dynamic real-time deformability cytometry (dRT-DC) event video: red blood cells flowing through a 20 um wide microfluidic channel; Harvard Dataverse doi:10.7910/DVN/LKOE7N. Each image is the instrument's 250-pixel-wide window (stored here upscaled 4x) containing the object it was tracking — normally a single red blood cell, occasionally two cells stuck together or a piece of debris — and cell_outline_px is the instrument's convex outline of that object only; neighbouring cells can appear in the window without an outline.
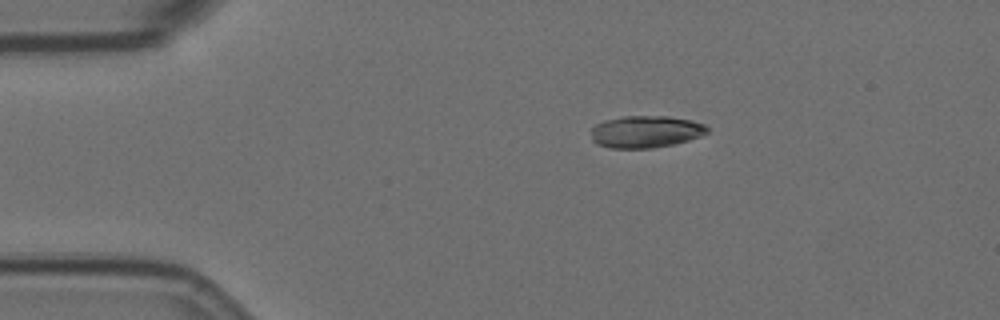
{"species": "Egyptian fruit bat (a non-hibernating species)", "species_latin": "Rousettus aegyptiacus", "temperature_condition": "room temperature", "stored_images_in_passage": 6, "camera_frame_rate_fps": 3000, "um_per_image_px": 0.085, "animal": {"sex": "female"}, "frame": {"image": 1, "passage_image": 3, "time_ms": 3.0, "image_size_px": [1000, 320], "cell_outline_px": [[708, 132], [700, 136], [688, 140], [672, 144], [652, 148], [612, 148], [596, 144], [592, 140], [592, 128], [596, 124], [604, 120], [624, 116], [668, 116], [692, 120], [704, 124], [708, 128]], "centroid_in_image_um": [54.88, 11.19], "position_along_channel_um": 30.1, "area_um2": 21.68}}
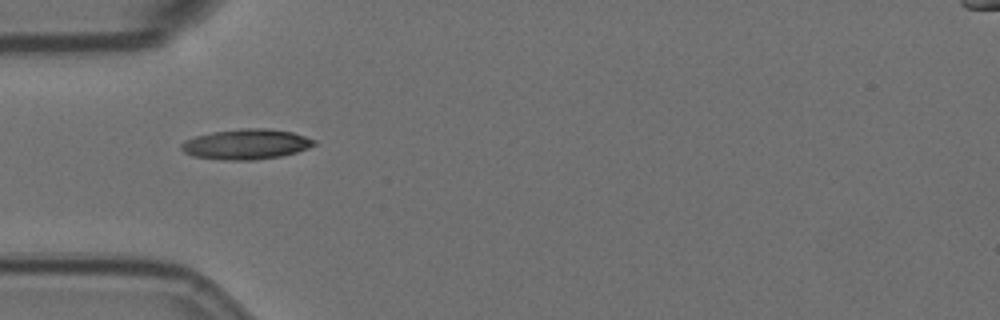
{"frame": {"image": 2, "passage_image": 5, "time_ms": 5.333, "image_size_px": [1000, 320], "cell_outline_px": [[316, 144], [308, 148], [296, 152], [280, 156], [256, 160], [220, 160], [192, 156], [184, 152], [180, 148], [180, 144], [184, 140], [196, 136], [212, 132], [240, 128], [268, 128], [292, 132], [316, 140]], "centroid_in_image_um": [20.9, 12.26], "position_along_channel_um": 64.1, "area_um2": 23.58}}
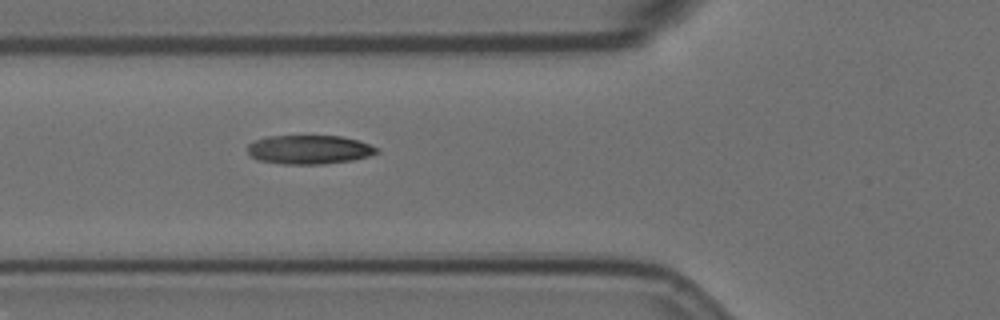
{"frame": {"image": 3, "passage_image": 6, "time_ms": 6.333, "image_size_px": [1000, 320], "cell_outline_px": [[380, 152], [368, 156], [352, 160], [324, 164], [284, 164], [256, 160], [248, 156], [248, 144], [264, 136], [340, 136], [356, 140], [380, 148]], "centroid_in_image_um": [26.25, 12.72], "position_along_channel_um": 99.5, "area_um2": 21.91}}